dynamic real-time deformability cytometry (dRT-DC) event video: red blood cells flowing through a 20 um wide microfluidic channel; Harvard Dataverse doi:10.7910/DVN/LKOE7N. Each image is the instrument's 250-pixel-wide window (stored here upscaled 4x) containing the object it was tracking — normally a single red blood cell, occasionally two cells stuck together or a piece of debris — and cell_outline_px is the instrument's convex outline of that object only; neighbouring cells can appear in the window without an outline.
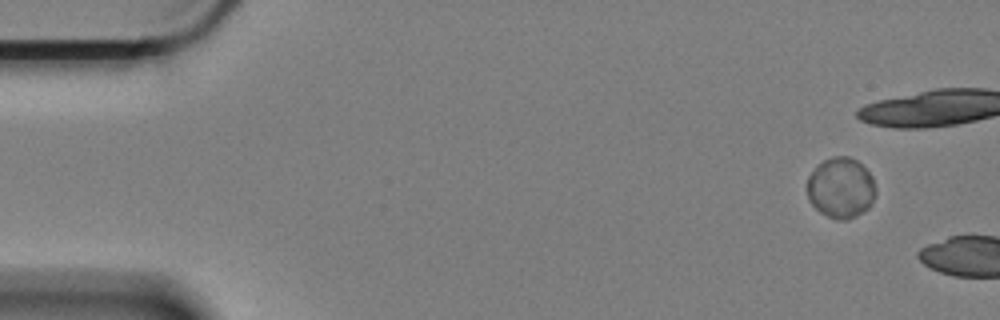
{"species": "Egyptian fruit bat (a non-hibernating species)", "species_latin": "Rousettus aegyptiacus", "temperature_condition": "cold", "stored_images_in_passage": 13, "camera_frame_rate_fps": 3000, "um_per_image_px": 0.085, "animal": {"sex": "female"}, "frame": {"image": 1, "passage_image": 1, "time_ms": 0.0, "image_size_px": [1000, 320], "cell_outline_px": [[876, 192], [872, 204], [868, 208], [844, 220], [836, 220], [820, 212], [808, 200], [808, 176], [824, 160], [832, 156], [848, 156], [856, 160], [872, 176], [876, 188]], "centroid_in_image_um": [71.48, 15.96], "position_along_channel_um": 13.5, "area_um2": 23.93}}